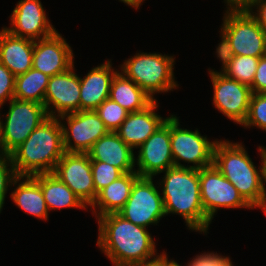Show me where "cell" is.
Returning <instances> with one entry per match:
<instances>
[{
  "mask_svg": "<svg viewBox=\"0 0 266 266\" xmlns=\"http://www.w3.org/2000/svg\"><path fill=\"white\" fill-rule=\"evenodd\" d=\"M98 220L97 245L114 266H134L152 261L156 243L147 228L138 226L119 213H109Z\"/></svg>",
  "mask_w": 266,
  "mask_h": 266,
  "instance_id": "obj_1",
  "label": "cell"
},
{
  "mask_svg": "<svg viewBox=\"0 0 266 266\" xmlns=\"http://www.w3.org/2000/svg\"><path fill=\"white\" fill-rule=\"evenodd\" d=\"M162 173L165 175L158 185L165 215L179 214L189 230L206 234L211 221L201 202L199 169L174 166Z\"/></svg>",
  "mask_w": 266,
  "mask_h": 266,
  "instance_id": "obj_2",
  "label": "cell"
},
{
  "mask_svg": "<svg viewBox=\"0 0 266 266\" xmlns=\"http://www.w3.org/2000/svg\"><path fill=\"white\" fill-rule=\"evenodd\" d=\"M65 153L61 121L49 117L9 156L17 176L51 173Z\"/></svg>",
  "mask_w": 266,
  "mask_h": 266,
  "instance_id": "obj_3",
  "label": "cell"
},
{
  "mask_svg": "<svg viewBox=\"0 0 266 266\" xmlns=\"http://www.w3.org/2000/svg\"><path fill=\"white\" fill-rule=\"evenodd\" d=\"M242 143L217 140L213 149V164L254 209L264 200L261 165L257 169Z\"/></svg>",
  "mask_w": 266,
  "mask_h": 266,
  "instance_id": "obj_4",
  "label": "cell"
},
{
  "mask_svg": "<svg viewBox=\"0 0 266 266\" xmlns=\"http://www.w3.org/2000/svg\"><path fill=\"white\" fill-rule=\"evenodd\" d=\"M175 57L140 52L124 60L121 72L154 100L156 93L173 91L179 86L174 77Z\"/></svg>",
  "mask_w": 266,
  "mask_h": 266,
  "instance_id": "obj_5",
  "label": "cell"
},
{
  "mask_svg": "<svg viewBox=\"0 0 266 266\" xmlns=\"http://www.w3.org/2000/svg\"><path fill=\"white\" fill-rule=\"evenodd\" d=\"M48 118L44 104L15 98L10 100L5 121L1 122L3 152L9 155Z\"/></svg>",
  "mask_w": 266,
  "mask_h": 266,
  "instance_id": "obj_6",
  "label": "cell"
},
{
  "mask_svg": "<svg viewBox=\"0 0 266 266\" xmlns=\"http://www.w3.org/2000/svg\"><path fill=\"white\" fill-rule=\"evenodd\" d=\"M221 31L230 40L235 55H266V32L246 9L225 10Z\"/></svg>",
  "mask_w": 266,
  "mask_h": 266,
  "instance_id": "obj_7",
  "label": "cell"
},
{
  "mask_svg": "<svg viewBox=\"0 0 266 266\" xmlns=\"http://www.w3.org/2000/svg\"><path fill=\"white\" fill-rule=\"evenodd\" d=\"M170 139L172 157L175 167L202 169L213 164V149L216 140L211 142L207 136H202L198 129L195 131L180 127L179 118L170 115ZM192 163L184 165L180 161Z\"/></svg>",
  "mask_w": 266,
  "mask_h": 266,
  "instance_id": "obj_8",
  "label": "cell"
},
{
  "mask_svg": "<svg viewBox=\"0 0 266 266\" xmlns=\"http://www.w3.org/2000/svg\"><path fill=\"white\" fill-rule=\"evenodd\" d=\"M153 178L139 177L133 184L130 197L118 212L122 217L141 227L159 223L165 215L163 198Z\"/></svg>",
  "mask_w": 266,
  "mask_h": 266,
  "instance_id": "obj_9",
  "label": "cell"
},
{
  "mask_svg": "<svg viewBox=\"0 0 266 266\" xmlns=\"http://www.w3.org/2000/svg\"><path fill=\"white\" fill-rule=\"evenodd\" d=\"M199 181L203 209L211 222L220 208L253 209L214 164L199 169Z\"/></svg>",
  "mask_w": 266,
  "mask_h": 266,
  "instance_id": "obj_10",
  "label": "cell"
},
{
  "mask_svg": "<svg viewBox=\"0 0 266 266\" xmlns=\"http://www.w3.org/2000/svg\"><path fill=\"white\" fill-rule=\"evenodd\" d=\"M58 119L67 121L61 122V126L63 147L68 153H87L98 139L109 133L95 110L64 114Z\"/></svg>",
  "mask_w": 266,
  "mask_h": 266,
  "instance_id": "obj_11",
  "label": "cell"
},
{
  "mask_svg": "<svg viewBox=\"0 0 266 266\" xmlns=\"http://www.w3.org/2000/svg\"><path fill=\"white\" fill-rule=\"evenodd\" d=\"M214 90L213 105L225 117L241 126L246 121L252 91L250 86L208 69Z\"/></svg>",
  "mask_w": 266,
  "mask_h": 266,
  "instance_id": "obj_12",
  "label": "cell"
},
{
  "mask_svg": "<svg viewBox=\"0 0 266 266\" xmlns=\"http://www.w3.org/2000/svg\"><path fill=\"white\" fill-rule=\"evenodd\" d=\"M52 173L65 183L87 208L95 202L98 194L95 191L91 161L87 153L65 152Z\"/></svg>",
  "mask_w": 266,
  "mask_h": 266,
  "instance_id": "obj_13",
  "label": "cell"
},
{
  "mask_svg": "<svg viewBox=\"0 0 266 266\" xmlns=\"http://www.w3.org/2000/svg\"><path fill=\"white\" fill-rule=\"evenodd\" d=\"M136 172L140 177L161 174L174 167L170 139V117L138 148Z\"/></svg>",
  "mask_w": 266,
  "mask_h": 266,
  "instance_id": "obj_14",
  "label": "cell"
},
{
  "mask_svg": "<svg viewBox=\"0 0 266 266\" xmlns=\"http://www.w3.org/2000/svg\"><path fill=\"white\" fill-rule=\"evenodd\" d=\"M74 65L67 71L49 78L44 106L49 117L80 111V80ZM57 112V113H56Z\"/></svg>",
  "mask_w": 266,
  "mask_h": 266,
  "instance_id": "obj_15",
  "label": "cell"
},
{
  "mask_svg": "<svg viewBox=\"0 0 266 266\" xmlns=\"http://www.w3.org/2000/svg\"><path fill=\"white\" fill-rule=\"evenodd\" d=\"M11 35L32 40L44 39L57 32L50 23L40 0H20L11 13Z\"/></svg>",
  "mask_w": 266,
  "mask_h": 266,
  "instance_id": "obj_16",
  "label": "cell"
},
{
  "mask_svg": "<svg viewBox=\"0 0 266 266\" xmlns=\"http://www.w3.org/2000/svg\"><path fill=\"white\" fill-rule=\"evenodd\" d=\"M71 46L58 33L50 37L34 40L32 68L49 77L63 73L74 65Z\"/></svg>",
  "mask_w": 266,
  "mask_h": 266,
  "instance_id": "obj_17",
  "label": "cell"
},
{
  "mask_svg": "<svg viewBox=\"0 0 266 266\" xmlns=\"http://www.w3.org/2000/svg\"><path fill=\"white\" fill-rule=\"evenodd\" d=\"M155 99L143 110L128 113L115 133L133 150L138 149L167 119L158 115Z\"/></svg>",
  "mask_w": 266,
  "mask_h": 266,
  "instance_id": "obj_18",
  "label": "cell"
},
{
  "mask_svg": "<svg viewBox=\"0 0 266 266\" xmlns=\"http://www.w3.org/2000/svg\"><path fill=\"white\" fill-rule=\"evenodd\" d=\"M117 72V69H112L111 60H108L92 68L84 78L79 77L80 111L95 110L109 98L111 82Z\"/></svg>",
  "mask_w": 266,
  "mask_h": 266,
  "instance_id": "obj_19",
  "label": "cell"
},
{
  "mask_svg": "<svg viewBox=\"0 0 266 266\" xmlns=\"http://www.w3.org/2000/svg\"><path fill=\"white\" fill-rule=\"evenodd\" d=\"M133 151L115 132H109L98 139L87 154L90 161L108 163L123 173H130L136 172Z\"/></svg>",
  "mask_w": 266,
  "mask_h": 266,
  "instance_id": "obj_20",
  "label": "cell"
},
{
  "mask_svg": "<svg viewBox=\"0 0 266 266\" xmlns=\"http://www.w3.org/2000/svg\"><path fill=\"white\" fill-rule=\"evenodd\" d=\"M34 40L11 35L4 27L0 30V63L14 76L32 68Z\"/></svg>",
  "mask_w": 266,
  "mask_h": 266,
  "instance_id": "obj_21",
  "label": "cell"
},
{
  "mask_svg": "<svg viewBox=\"0 0 266 266\" xmlns=\"http://www.w3.org/2000/svg\"><path fill=\"white\" fill-rule=\"evenodd\" d=\"M139 177L137 172L124 173L102 189L90 207L91 209L93 208L92 213L96 214V218L109 213H118L126 204L130 197L132 186Z\"/></svg>",
  "mask_w": 266,
  "mask_h": 266,
  "instance_id": "obj_22",
  "label": "cell"
},
{
  "mask_svg": "<svg viewBox=\"0 0 266 266\" xmlns=\"http://www.w3.org/2000/svg\"><path fill=\"white\" fill-rule=\"evenodd\" d=\"M21 179L23 181H20ZM12 186L16 188L11 192V198L16 206L38 219L48 220L49 210L42 189L32 176H17Z\"/></svg>",
  "mask_w": 266,
  "mask_h": 266,
  "instance_id": "obj_23",
  "label": "cell"
},
{
  "mask_svg": "<svg viewBox=\"0 0 266 266\" xmlns=\"http://www.w3.org/2000/svg\"><path fill=\"white\" fill-rule=\"evenodd\" d=\"M40 185L48 210L63 208L87 209L82 201L52 172L32 176Z\"/></svg>",
  "mask_w": 266,
  "mask_h": 266,
  "instance_id": "obj_24",
  "label": "cell"
},
{
  "mask_svg": "<svg viewBox=\"0 0 266 266\" xmlns=\"http://www.w3.org/2000/svg\"><path fill=\"white\" fill-rule=\"evenodd\" d=\"M109 98L129 113L143 110L154 101L144 90L119 71L111 82Z\"/></svg>",
  "mask_w": 266,
  "mask_h": 266,
  "instance_id": "obj_25",
  "label": "cell"
},
{
  "mask_svg": "<svg viewBox=\"0 0 266 266\" xmlns=\"http://www.w3.org/2000/svg\"><path fill=\"white\" fill-rule=\"evenodd\" d=\"M49 76L34 68L15 77L14 98L44 104Z\"/></svg>",
  "mask_w": 266,
  "mask_h": 266,
  "instance_id": "obj_26",
  "label": "cell"
},
{
  "mask_svg": "<svg viewBox=\"0 0 266 266\" xmlns=\"http://www.w3.org/2000/svg\"><path fill=\"white\" fill-rule=\"evenodd\" d=\"M260 57L235 55L223 74L240 83L251 86Z\"/></svg>",
  "mask_w": 266,
  "mask_h": 266,
  "instance_id": "obj_27",
  "label": "cell"
},
{
  "mask_svg": "<svg viewBox=\"0 0 266 266\" xmlns=\"http://www.w3.org/2000/svg\"><path fill=\"white\" fill-rule=\"evenodd\" d=\"M95 111L104 122L109 132H115L123 123L128 115V111L121 107L117 102L107 98Z\"/></svg>",
  "mask_w": 266,
  "mask_h": 266,
  "instance_id": "obj_28",
  "label": "cell"
},
{
  "mask_svg": "<svg viewBox=\"0 0 266 266\" xmlns=\"http://www.w3.org/2000/svg\"><path fill=\"white\" fill-rule=\"evenodd\" d=\"M244 127H257L266 131V93H252Z\"/></svg>",
  "mask_w": 266,
  "mask_h": 266,
  "instance_id": "obj_29",
  "label": "cell"
},
{
  "mask_svg": "<svg viewBox=\"0 0 266 266\" xmlns=\"http://www.w3.org/2000/svg\"><path fill=\"white\" fill-rule=\"evenodd\" d=\"M91 170L97 194L124 174L120 169L101 161H91Z\"/></svg>",
  "mask_w": 266,
  "mask_h": 266,
  "instance_id": "obj_30",
  "label": "cell"
},
{
  "mask_svg": "<svg viewBox=\"0 0 266 266\" xmlns=\"http://www.w3.org/2000/svg\"><path fill=\"white\" fill-rule=\"evenodd\" d=\"M9 167V168H8ZM17 177L14 166L12 165L9 155L0 156V213L5 203V195L8 187L12 185L13 180Z\"/></svg>",
  "mask_w": 266,
  "mask_h": 266,
  "instance_id": "obj_31",
  "label": "cell"
},
{
  "mask_svg": "<svg viewBox=\"0 0 266 266\" xmlns=\"http://www.w3.org/2000/svg\"><path fill=\"white\" fill-rule=\"evenodd\" d=\"M15 76L3 64L0 63V106L14 98Z\"/></svg>",
  "mask_w": 266,
  "mask_h": 266,
  "instance_id": "obj_32",
  "label": "cell"
},
{
  "mask_svg": "<svg viewBox=\"0 0 266 266\" xmlns=\"http://www.w3.org/2000/svg\"><path fill=\"white\" fill-rule=\"evenodd\" d=\"M186 266H233L231 259L227 256L219 255L217 252H204L196 255Z\"/></svg>",
  "mask_w": 266,
  "mask_h": 266,
  "instance_id": "obj_33",
  "label": "cell"
},
{
  "mask_svg": "<svg viewBox=\"0 0 266 266\" xmlns=\"http://www.w3.org/2000/svg\"><path fill=\"white\" fill-rule=\"evenodd\" d=\"M250 88L252 93H266V55L259 58L256 73Z\"/></svg>",
  "mask_w": 266,
  "mask_h": 266,
  "instance_id": "obj_34",
  "label": "cell"
},
{
  "mask_svg": "<svg viewBox=\"0 0 266 266\" xmlns=\"http://www.w3.org/2000/svg\"><path fill=\"white\" fill-rule=\"evenodd\" d=\"M221 42L218 43V47L216 49L217 57L222 62L221 72L229 65L231 59L235 56L233 47L230 43V40L227 36L221 31Z\"/></svg>",
  "mask_w": 266,
  "mask_h": 266,
  "instance_id": "obj_35",
  "label": "cell"
},
{
  "mask_svg": "<svg viewBox=\"0 0 266 266\" xmlns=\"http://www.w3.org/2000/svg\"><path fill=\"white\" fill-rule=\"evenodd\" d=\"M253 8L258 10H254ZM246 10L266 32V0H255L246 8Z\"/></svg>",
  "mask_w": 266,
  "mask_h": 266,
  "instance_id": "obj_36",
  "label": "cell"
},
{
  "mask_svg": "<svg viewBox=\"0 0 266 266\" xmlns=\"http://www.w3.org/2000/svg\"><path fill=\"white\" fill-rule=\"evenodd\" d=\"M258 152H260L261 158L263 196L264 200H266V188L264 186V184L266 183V147L264 148L263 146H259Z\"/></svg>",
  "mask_w": 266,
  "mask_h": 266,
  "instance_id": "obj_37",
  "label": "cell"
},
{
  "mask_svg": "<svg viewBox=\"0 0 266 266\" xmlns=\"http://www.w3.org/2000/svg\"><path fill=\"white\" fill-rule=\"evenodd\" d=\"M255 0H225L227 9H246Z\"/></svg>",
  "mask_w": 266,
  "mask_h": 266,
  "instance_id": "obj_38",
  "label": "cell"
},
{
  "mask_svg": "<svg viewBox=\"0 0 266 266\" xmlns=\"http://www.w3.org/2000/svg\"><path fill=\"white\" fill-rule=\"evenodd\" d=\"M134 266H166V253L165 251L160 254V256L152 261L144 262L142 264H137Z\"/></svg>",
  "mask_w": 266,
  "mask_h": 266,
  "instance_id": "obj_39",
  "label": "cell"
},
{
  "mask_svg": "<svg viewBox=\"0 0 266 266\" xmlns=\"http://www.w3.org/2000/svg\"><path fill=\"white\" fill-rule=\"evenodd\" d=\"M119 1L126 3L128 6H131L134 9L135 8L139 9L144 0H119Z\"/></svg>",
  "mask_w": 266,
  "mask_h": 266,
  "instance_id": "obj_40",
  "label": "cell"
},
{
  "mask_svg": "<svg viewBox=\"0 0 266 266\" xmlns=\"http://www.w3.org/2000/svg\"><path fill=\"white\" fill-rule=\"evenodd\" d=\"M166 266H181L180 264H178L176 261L174 260H169L167 253H166Z\"/></svg>",
  "mask_w": 266,
  "mask_h": 266,
  "instance_id": "obj_41",
  "label": "cell"
},
{
  "mask_svg": "<svg viewBox=\"0 0 266 266\" xmlns=\"http://www.w3.org/2000/svg\"><path fill=\"white\" fill-rule=\"evenodd\" d=\"M2 108V106H0V109ZM1 116V113H0ZM2 117H0V156L4 155L5 153L3 152V148H2V140H1V122L2 120H4Z\"/></svg>",
  "mask_w": 266,
  "mask_h": 266,
  "instance_id": "obj_42",
  "label": "cell"
},
{
  "mask_svg": "<svg viewBox=\"0 0 266 266\" xmlns=\"http://www.w3.org/2000/svg\"><path fill=\"white\" fill-rule=\"evenodd\" d=\"M260 208L262 209V211L266 214V200H263L260 204H258L256 207L254 208Z\"/></svg>",
  "mask_w": 266,
  "mask_h": 266,
  "instance_id": "obj_43",
  "label": "cell"
}]
</instances>
